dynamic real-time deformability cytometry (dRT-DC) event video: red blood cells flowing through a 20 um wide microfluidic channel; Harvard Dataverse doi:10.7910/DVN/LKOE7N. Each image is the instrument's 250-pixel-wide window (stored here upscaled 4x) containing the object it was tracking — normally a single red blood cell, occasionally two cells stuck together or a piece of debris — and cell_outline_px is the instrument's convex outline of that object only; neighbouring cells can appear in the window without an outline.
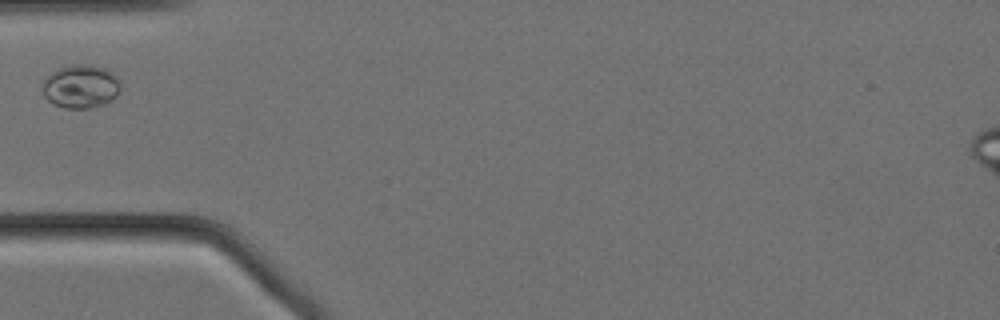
{"species": "Egyptian fruit bat (a non-hibernating species)", "species_latin": "Rousettus aegyptiacus", "temperature_condition": "cold", "stored_images_in_passage": 41, "camera_frame_rate_fps": 3000, "um_per_image_px": 0.085, "animal": {"sex": "female"}, "frame": {"image": 1, "passage_image": 1, "time_ms": 0.0, "image_size_px": [1000, 320], "cell_outline_px": [[120, 88], [116, 96], [112, 100], [104, 104], [88, 108], [64, 108], [52, 104], [44, 96], [44, 80], [52, 72], [60, 68], [72, 64], [92, 64], [104, 68], [112, 72], [120, 80]], "centroid_in_image_um": [6.89, 7.34], "position_along_channel_um": 78.1, "area_um2": 19.77}}
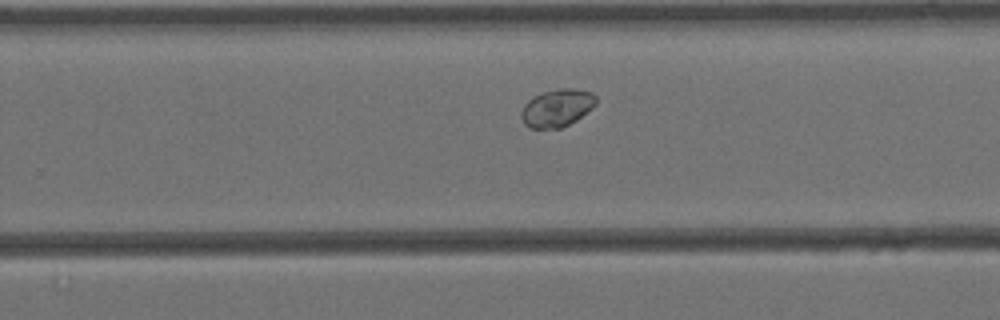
{"frame": {"image": 2, "passage_image": 19, "time_ms": 6.0, "image_size_px": [1000, 320], "cell_outline_px": [[596, 104], [592, 108], [576, 120], [560, 128], [532, 128], [524, 124], [520, 116], [520, 112], [524, 104], [528, 100], [544, 92], [560, 88], [576, 88], [592, 92], [596, 96]], "centroid_in_image_um": [47.35, 9.17], "position_along_channel_um": 282.5, "area_um2": 16.36}}
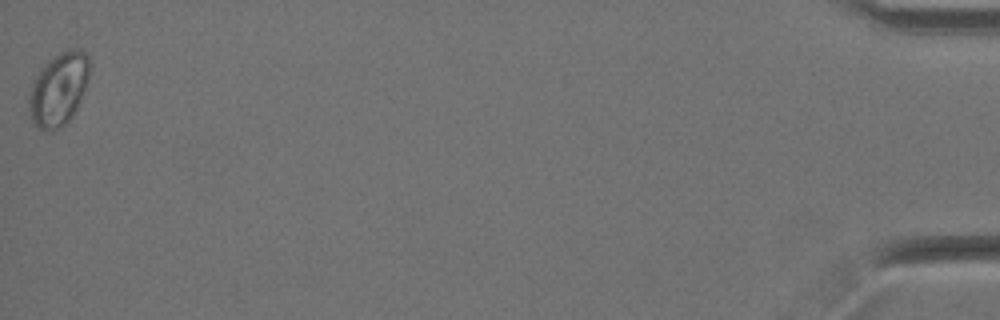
{"frame": {"image": 3, "passage_image": 41, "time_ms": 13.333, "image_size_px": [1000, 320], "cell_outline_px": [[92, 64], [88, 80], [80, 100], [72, 116], [64, 124], [52, 132], [44, 132], [36, 128], [32, 124], [28, 108], [28, 92], [32, 80], [40, 68], [52, 56], [68, 48], [76, 48], [88, 52]], "centroid_in_image_um": [4.96, 7.55], "position_along_channel_um": 430.2, "area_um2": 26.76}}